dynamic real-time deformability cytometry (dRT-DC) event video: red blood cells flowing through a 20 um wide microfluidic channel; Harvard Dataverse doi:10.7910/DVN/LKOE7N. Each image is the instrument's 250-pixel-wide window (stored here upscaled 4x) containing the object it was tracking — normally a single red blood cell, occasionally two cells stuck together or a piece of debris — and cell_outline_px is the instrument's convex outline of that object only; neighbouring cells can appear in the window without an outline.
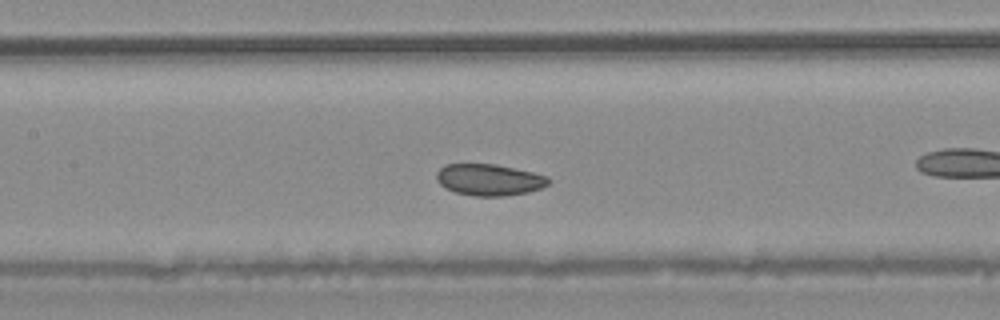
{"species": "common noctule bat (a hibernating species)", "species_latin": "Nyctalus noctula", "temperature_condition": "warm", "stored_images_in_passage": 43, "camera_frame_rate_fps": 3000, "um_per_image_px": 0.085, "animal": {"sex": "male", "body_mass_g": 20.4}, "frame": {"image": 1, "passage_image": 19, "time_ms": 6.0, "image_size_px": [1000, 320], "cell_outline_px": [[552, 180], [548, 184], [540, 188], [528, 192], [504, 196], [472, 196], [456, 192], [440, 184], [436, 180], [436, 172], [444, 164], [496, 164], [532, 172], [548, 176]], "centroid_in_image_um": [41.58, 15.27], "position_along_channel_um": 165.8, "area_um2": 20.58}}